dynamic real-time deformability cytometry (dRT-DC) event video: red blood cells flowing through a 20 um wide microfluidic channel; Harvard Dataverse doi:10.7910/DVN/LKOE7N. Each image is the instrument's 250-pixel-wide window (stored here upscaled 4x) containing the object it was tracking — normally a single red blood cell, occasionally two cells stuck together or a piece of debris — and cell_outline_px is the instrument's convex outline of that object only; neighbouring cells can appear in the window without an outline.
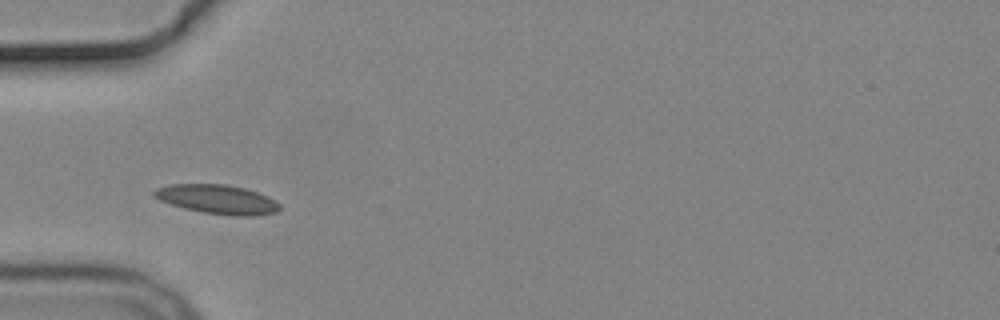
{"species": "common noctule bat (a hibernating species)", "species_latin": "Nyctalus noctula", "temperature_condition": "cold", "stored_images_in_passage": 5, "camera_frame_rate_fps": 3000, "um_per_image_px": 0.085, "animal": {"sex": "male", "body_mass_g": 19.2, "forearm_length_mm": 51.8}, "frame": {"image": 1, "passage_image": 1, "time_ms": 0.0, "image_size_px": [1000, 320], "cell_outline_px": [[280, 208], [276, 212], [252, 216], [236, 216], [204, 212], [184, 208], [160, 200], [152, 196], [152, 192], [156, 188], [172, 184], [224, 184], [244, 188], [268, 196], [276, 200], [280, 204]], "centroid_in_image_um": [18.48, 16.94], "position_along_channel_um": 66.5, "area_um2": 21.21}}
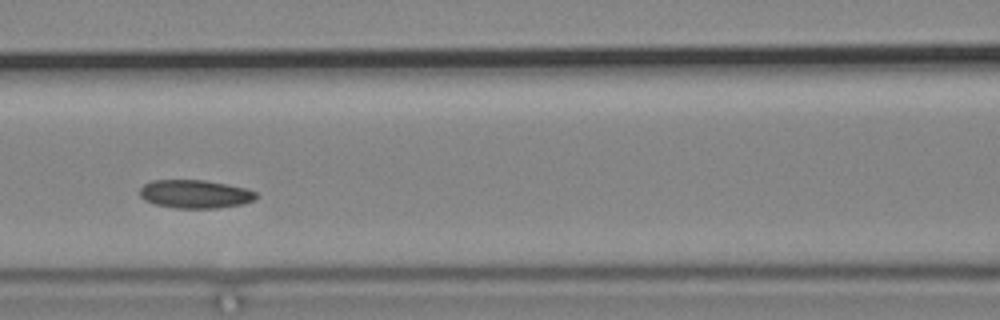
{"frame": {"image": 2, "passage_image": 3, "time_ms": 2.333, "image_size_px": [1000, 320], "cell_outline_px": [[256, 200], [240, 204], [216, 208], [176, 208], [156, 204], [144, 200], [140, 196], [140, 188], [144, 184], [152, 180], [204, 180], [228, 184], [244, 188], [256, 192]], "centroid_in_image_um": [16.56, 16.49], "position_along_channel_um": 150.0, "area_um2": 19.13}}
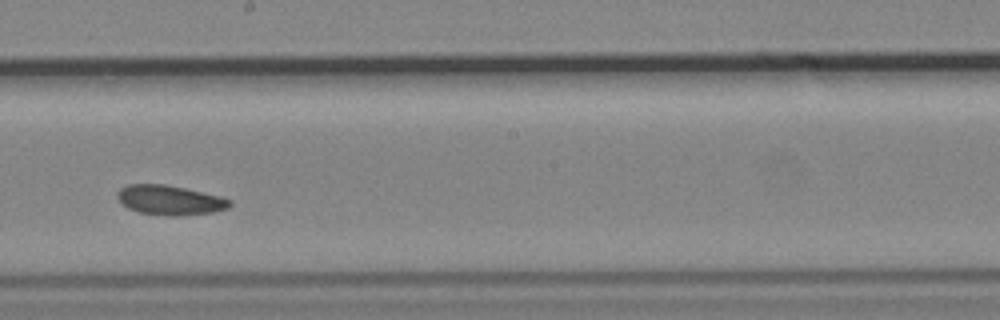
{"frame": {"image": 3, "passage_image": 5, "time_ms": 4.667, "image_size_px": [1000, 320], "cell_outline_px": [[232, 204], [228, 208], [212, 212], [172, 216], [168, 216], [140, 212], [128, 208], [116, 196], [116, 192], [120, 188], [128, 184], [164, 184], [184, 188], [220, 196], [232, 200]], "centroid_in_image_um": [14.43, 17.0], "position_along_channel_um": 233.8, "area_um2": 19.25}}